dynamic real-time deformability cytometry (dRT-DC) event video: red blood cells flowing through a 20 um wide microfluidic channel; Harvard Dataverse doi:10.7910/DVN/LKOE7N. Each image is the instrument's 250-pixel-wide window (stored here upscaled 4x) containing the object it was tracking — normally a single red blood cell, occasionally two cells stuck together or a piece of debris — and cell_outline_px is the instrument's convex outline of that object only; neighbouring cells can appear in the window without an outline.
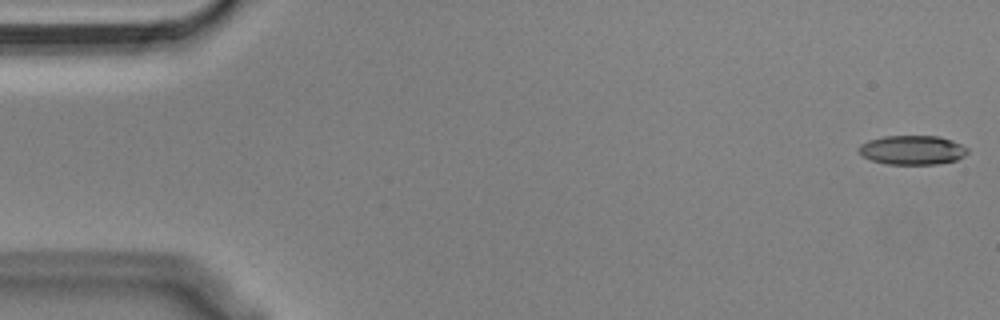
{"species": "Egyptian fruit bat (a non-hibernating species)", "species_latin": "Rousettus aegyptiacus", "temperature_condition": "cold", "stored_images_in_passage": 55, "camera_frame_rate_fps": 3000, "um_per_image_px": 0.085, "animal": {"sex": "male"}, "frame": {"image": 1, "passage_image": 1, "time_ms": 0.0, "image_size_px": [1000, 320], "cell_outline_px": [[968, 152], [964, 156], [956, 160], [936, 164], [884, 164], [872, 160], [864, 156], [856, 148], [860, 144], [868, 140], [884, 136], [940, 136], [952, 140], [968, 148]], "centroid_in_image_um": [77.54, 12.75], "position_along_channel_um": 7.5, "area_um2": 18.55}}
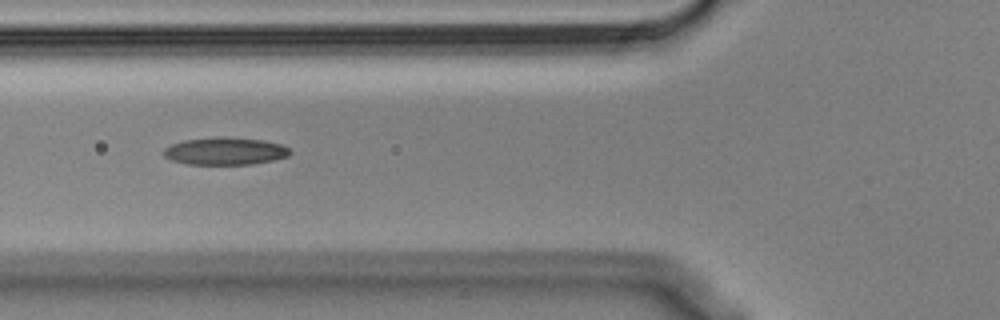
{"frame": {"image": 2, "passage_image": 20, "time_ms": 6.333, "image_size_px": [1000, 320], "cell_outline_px": [[292, 152], [288, 156], [272, 160], [252, 164], [188, 164], [172, 160], [164, 156], [164, 148], [172, 144], [184, 140], [216, 136], [220, 136], [264, 140], [284, 144]], "centroid_in_image_um": [19.16, 12.83], "position_along_channel_um": 106.6, "area_um2": 20.29}}
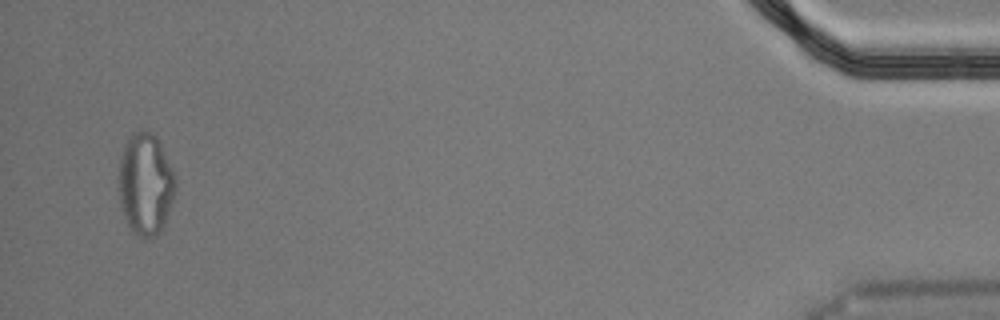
{"frame": {"image": 3, "passage_image": 53, "time_ms": 17.333, "image_size_px": [1000, 320], "cell_outline_px": [[176, 192], [164, 224], [160, 232], [156, 236], [144, 240], [132, 232], [124, 216], [120, 204], [120, 160], [124, 144], [128, 136], [132, 132], [140, 128], [148, 128], [156, 136], [160, 144], [176, 180]], "centroid_in_image_um": [12.37, 15.64], "position_along_channel_um": 422.8, "area_um2": 33.87}, "authors_computed_cell_mechanics": {"area_um2": 20.0566, "velocity_mm_per_s": 3.6336, "shape_relaxation_time_tau1_ms": null, "shape_relaxation_time_tau2_ms": 5.4915, "deformation_change_tau1": null, "deformation_change_tau2": 0.1407}}